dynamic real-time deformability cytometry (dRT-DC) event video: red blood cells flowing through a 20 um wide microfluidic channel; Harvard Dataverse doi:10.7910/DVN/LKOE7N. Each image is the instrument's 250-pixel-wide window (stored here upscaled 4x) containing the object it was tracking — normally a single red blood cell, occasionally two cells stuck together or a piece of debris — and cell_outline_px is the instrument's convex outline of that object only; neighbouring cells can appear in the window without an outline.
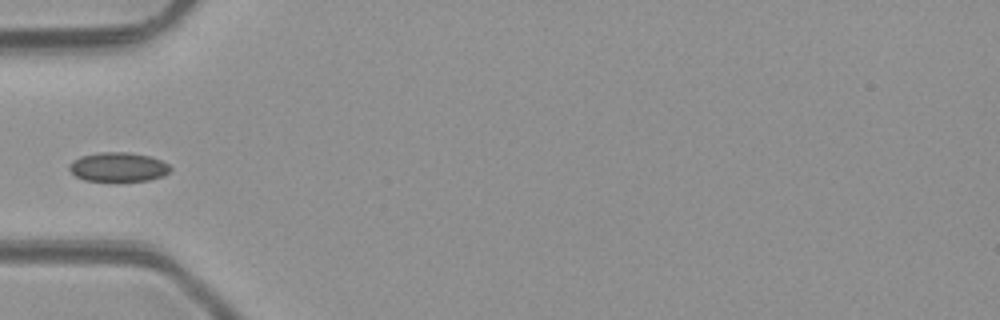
{"species": "common noctule bat (a hibernating species)", "species_latin": "Nyctalus noctula", "temperature_condition": "room temperature", "stored_images_in_passage": 6, "camera_frame_rate_fps": 3000, "um_per_image_px": 0.085, "animal": {"sex": "male", "body_mass_g": 23.1, "forearm_length_mm": 52.7}, "frame": {"image": 1, "passage_image": 5, "time_ms": 4.667, "image_size_px": [1000, 320], "cell_outline_px": [[172, 168], [164, 176], [148, 180], [116, 184], [84, 180], [76, 176], [68, 168], [68, 164], [72, 160], [80, 156], [100, 152], [128, 152], [148, 156], [160, 160], [168, 164]], "centroid_in_image_um": [10.02, 14.24], "position_along_channel_um": 75.0, "area_um2": 17.98}}
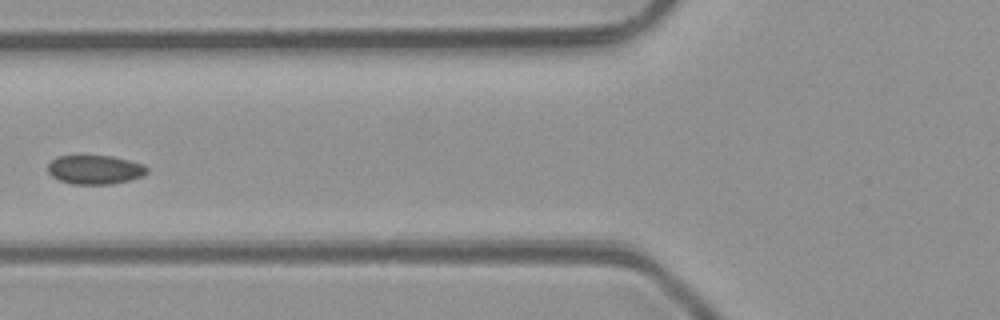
{"frame": {"image": 2, "passage_image": 6, "time_ms": 5.667, "image_size_px": [1000, 320], "cell_outline_px": [[148, 172], [144, 176], [132, 180], [112, 184], [72, 184], [60, 180], [52, 176], [48, 172], [48, 164], [56, 156], [112, 156], [144, 164], [148, 168]], "centroid_in_image_um": [8.11, 14.43], "position_along_channel_um": 117.7, "area_um2": 16.88}}